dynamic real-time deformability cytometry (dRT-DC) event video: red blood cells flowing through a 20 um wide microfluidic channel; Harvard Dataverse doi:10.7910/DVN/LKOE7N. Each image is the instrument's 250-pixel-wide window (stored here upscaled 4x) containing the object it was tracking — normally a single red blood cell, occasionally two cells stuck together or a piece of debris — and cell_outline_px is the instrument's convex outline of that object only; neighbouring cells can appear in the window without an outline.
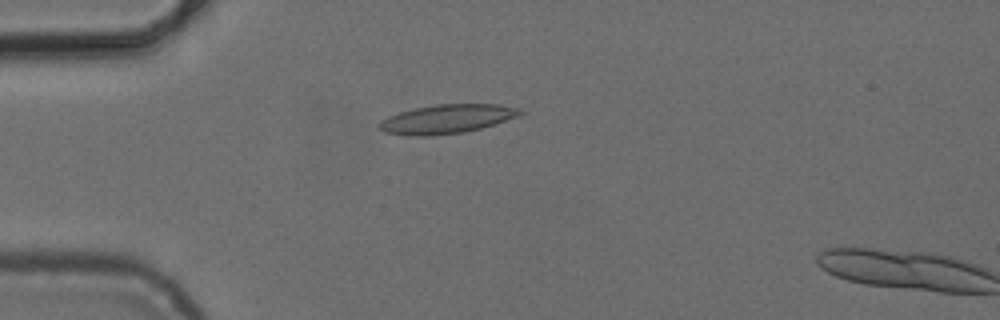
{"species": "common noctule bat (a hibernating species)", "species_latin": "Nyctalus noctula", "temperature_condition": "cold", "stored_images_in_passage": 5, "camera_frame_rate_fps": 3000, "um_per_image_px": 0.085, "animal": {"sex": "female", "body_mass_g": 24.6, "forearm_length_mm": 56.2}, "frame": {"image": 1, "passage_image": 4, "time_ms": 4.333, "image_size_px": [1000, 320], "cell_outline_px": [[524, 112], [520, 116], [496, 124], [464, 132], [428, 136], [412, 136], [384, 132], [376, 124], [380, 120], [388, 116], [400, 112], [416, 108], [436, 104], [500, 104], [520, 108]], "centroid_in_image_um": [38.01, 10.11], "position_along_channel_um": 47.0, "area_um2": 23.93}}